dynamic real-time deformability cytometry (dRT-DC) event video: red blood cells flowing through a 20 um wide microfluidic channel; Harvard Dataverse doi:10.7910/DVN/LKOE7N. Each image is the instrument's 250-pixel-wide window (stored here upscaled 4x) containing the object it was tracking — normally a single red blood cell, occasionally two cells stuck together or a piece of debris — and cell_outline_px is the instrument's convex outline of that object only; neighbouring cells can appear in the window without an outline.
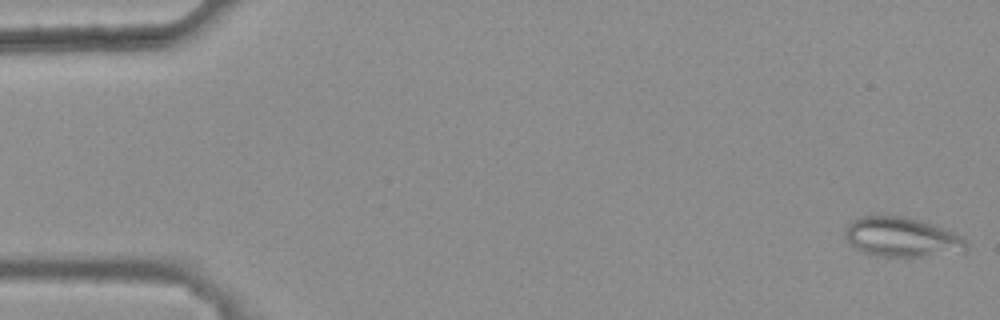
{"species": "common noctule bat (a hibernating species)", "species_latin": "Nyctalus noctula", "temperature_condition": "warm", "stored_images_in_passage": 45, "camera_frame_rate_fps": 3000, "um_per_image_px": 0.085, "animal": {"sex": "female", "body_mass_g": 25.1}, "frame": {"image": 1, "passage_image": 1, "time_ms": 0.0, "image_size_px": [1000, 320], "cell_outline_px": [[968, 248], [964, 252], [920, 256], [880, 256], [864, 252], [856, 248], [848, 240], [844, 232], [844, 228], [852, 220], [860, 216], [908, 216], [956, 232], [968, 244]], "centroid_in_image_um": [76.68, 20.14], "position_along_channel_um": 8.3, "area_um2": 27.92}}
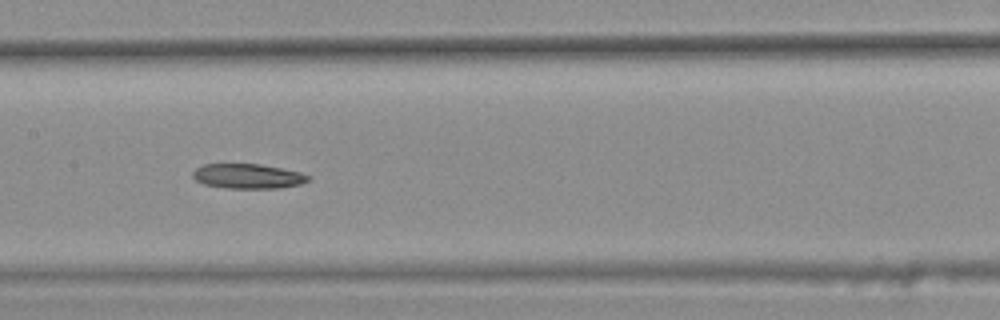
{"frame": {"image": 2, "passage_image": 26, "time_ms": 8.333, "image_size_px": [1000, 320], "cell_outline_px": [[312, 176], [308, 180], [300, 184], [280, 188], [228, 188], [204, 184], [196, 180], [192, 176], [192, 172], [196, 168], [204, 164], [260, 164], [300, 172]], "centroid_in_image_um": [21.07, 14.97], "position_along_channel_um": 186.3, "area_um2": 16.59}}
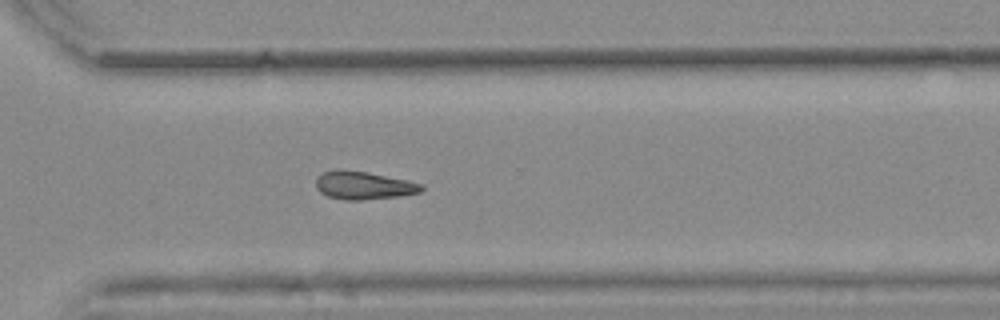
{"frame": {"image": 3, "passage_image": 38, "time_ms": 12.333, "image_size_px": [1000, 320], "cell_outline_px": [[424, 188], [420, 192], [400, 196], [360, 200], [344, 200], [328, 196], [320, 192], [316, 188], [316, 180], [324, 172], [368, 172], [424, 184]], "centroid_in_image_um": [30.97, 15.8], "position_along_channel_um": 339.6, "area_um2": 16.59}, "authors_computed_cell_mechanics": {"area_um2": 17.2822, "velocity_mm_per_s": 3.8296, "shape_relaxation_time_tau1_ms": null, "shape_relaxation_time_tau2_ms": 9.5191, "deformation_change_tau1": null, "deformation_change_tau2": 0.1827}}